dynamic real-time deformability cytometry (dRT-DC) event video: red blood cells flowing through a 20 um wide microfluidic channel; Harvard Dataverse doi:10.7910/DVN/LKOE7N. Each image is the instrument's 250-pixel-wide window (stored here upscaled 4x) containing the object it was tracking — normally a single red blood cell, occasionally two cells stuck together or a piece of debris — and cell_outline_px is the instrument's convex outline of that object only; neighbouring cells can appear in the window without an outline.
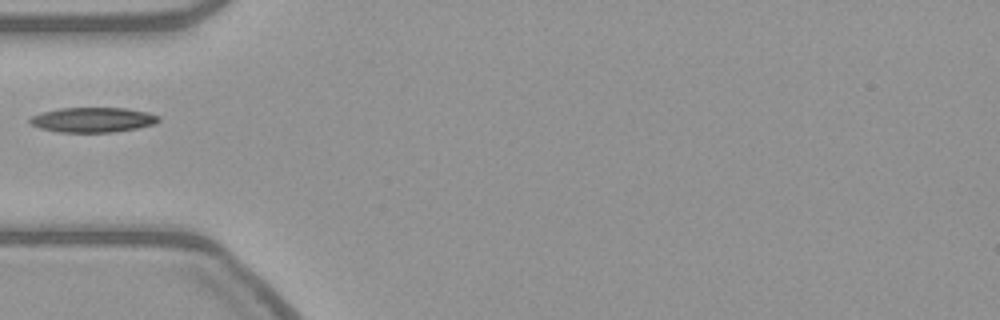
{"species": "common noctule bat (a hibernating species)", "species_latin": "Nyctalus noctula", "temperature_condition": "warm", "stored_images_in_passage": 10, "camera_frame_rate_fps": 3000, "um_per_image_px": 0.085, "animal": {"sex": "female", "body_mass_g": 21.9}, "frame": {"image": 1, "passage_image": 1, "time_ms": 0.0, "image_size_px": [1000, 320], "cell_outline_px": [[160, 120], [156, 124], [136, 128], [112, 132], [60, 132], [40, 128], [28, 124], [28, 120], [32, 116], [44, 112], [60, 108], [128, 108], [148, 112], [160, 116]], "centroid_in_image_um": [7.91, 10.18], "position_along_channel_um": 77.1, "area_um2": 18.73}}
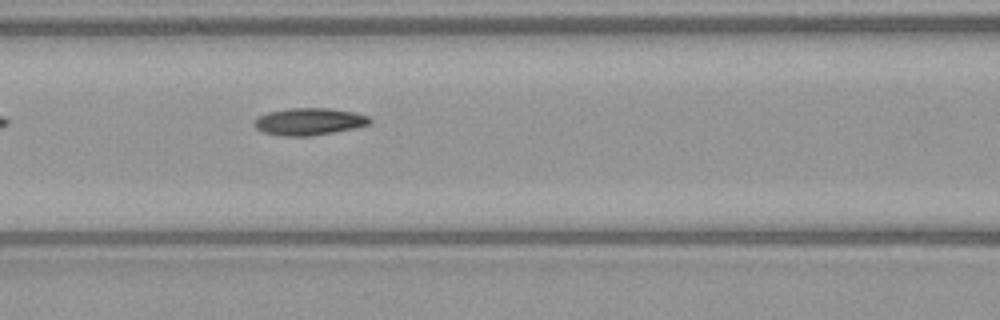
{"frame": {"image": 2, "passage_image": 6, "time_ms": 1.667, "image_size_px": [1000, 320], "cell_outline_px": [[372, 120], [368, 124], [356, 128], [308, 136], [280, 136], [264, 132], [256, 128], [252, 124], [252, 120], [268, 112], [288, 108], [332, 108], [352, 112], [368, 116]], "centroid_in_image_um": [26.23, 10.33], "position_along_channel_um": 140.4, "area_um2": 18.26}}